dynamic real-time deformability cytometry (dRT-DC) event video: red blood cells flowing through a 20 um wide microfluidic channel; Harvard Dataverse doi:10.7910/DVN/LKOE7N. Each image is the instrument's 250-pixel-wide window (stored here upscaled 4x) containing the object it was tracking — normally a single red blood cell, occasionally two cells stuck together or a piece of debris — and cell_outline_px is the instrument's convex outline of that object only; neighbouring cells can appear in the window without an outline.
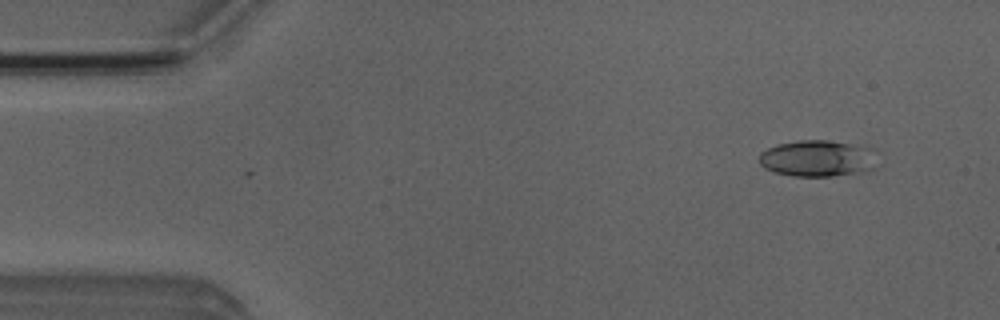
{"species": "Egyptian fruit bat (a non-hibernating species)", "species_latin": "Rousettus aegyptiacus", "temperature_condition": "room temperature", "stored_images_in_passage": 5, "camera_frame_rate_fps": 3000, "um_per_image_px": 0.085, "animal": {"sex": "male"}, "frame": {"image": 1, "passage_image": 2, "time_ms": 1.0, "image_size_px": [1000, 320], "cell_outline_px": [[876, 168], [868, 172], [832, 176], [792, 176], [776, 172], [764, 168], [760, 164], [760, 152], [776, 144], [796, 140], [828, 140], [868, 144]], "centroid_in_image_um": [69.52, 13.45], "position_along_channel_um": 15.5, "area_um2": 25.55}}